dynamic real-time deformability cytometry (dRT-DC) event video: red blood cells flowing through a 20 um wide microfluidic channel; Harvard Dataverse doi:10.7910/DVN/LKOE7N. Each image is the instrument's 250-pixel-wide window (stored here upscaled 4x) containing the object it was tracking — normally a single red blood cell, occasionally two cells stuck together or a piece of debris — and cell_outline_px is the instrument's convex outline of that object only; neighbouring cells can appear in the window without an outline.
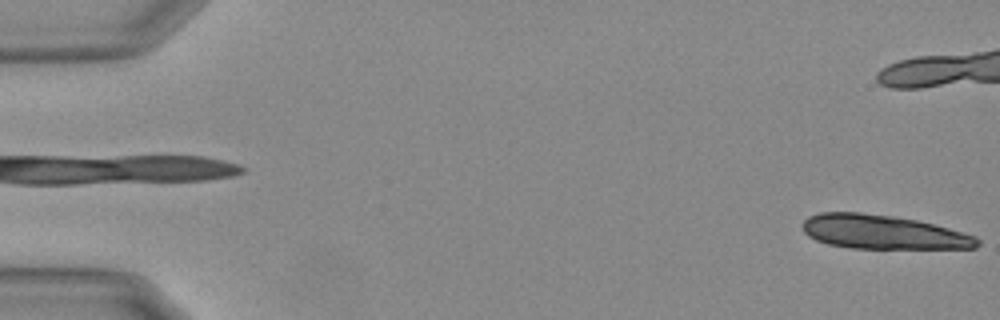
{"species": "Egyptian fruit bat (a non-hibernating species)", "species_latin": "Rousettus aegyptiacus", "temperature_condition": "warm", "stored_images_in_passage": 16, "camera_frame_rate_fps": 3000, "um_per_image_px": 0.085, "animal": {"sex": "female"}, "frame": {"image": 1, "passage_image": 1, "time_ms": 0.0, "image_size_px": [1000, 320], "cell_outline_px": [[980, 244], [976, 248], [852, 248], [828, 244], [816, 240], [808, 236], [804, 232], [800, 224], [808, 216], [820, 212], [860, 212], [892, 216], [916, 220], [964, 232], [976, 236], [980, 240]], "centroid_in_image_um": [75.02, 19.72], "position_along_channel_um": 10.0, "area_um2": 34.68}}